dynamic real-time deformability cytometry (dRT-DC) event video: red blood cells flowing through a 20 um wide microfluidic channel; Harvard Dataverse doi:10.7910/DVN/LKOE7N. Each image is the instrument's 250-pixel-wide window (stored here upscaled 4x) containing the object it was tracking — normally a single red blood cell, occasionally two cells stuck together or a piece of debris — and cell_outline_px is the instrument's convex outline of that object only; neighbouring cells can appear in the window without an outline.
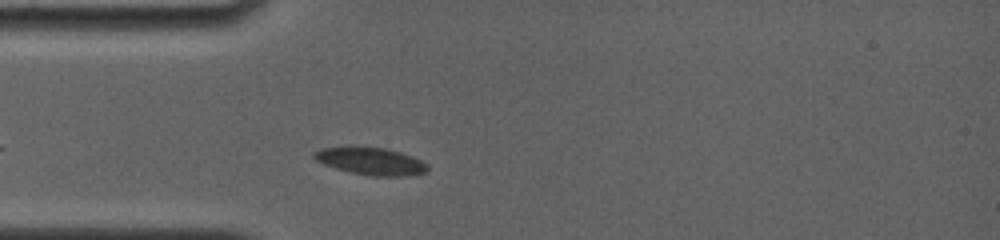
{"species": "common noctule bat (a hibernating species)", "species_latin": "Nyctalus noctula", "temperature_condition": "room temperature", "stored_images_in_passage": 15, "camera_frame_rate_fps": 4000, "um_per_image_px": 0.085, "animal": {"sex": "female", "body_mass_g": 19.0, "forearm_length_mm": 56.7}, "frame": {"image": 1, "passage_image": 2, "time_ms": 1.0, "image_size_px": [1000, 240], "cell_outline_px": [[428, 172], [408, 176], [372, 176], [352, 172], [336, 168], [324, 164], [316, 160], [312, 156], [312, 152], [320, 148], [384, 148], [400, 152], [412, 156], [428, 164]], "centroid_in_image_um": [31.56, 13.72], "position_along_channel_um": 53.4, "area_um2": 17.74}}
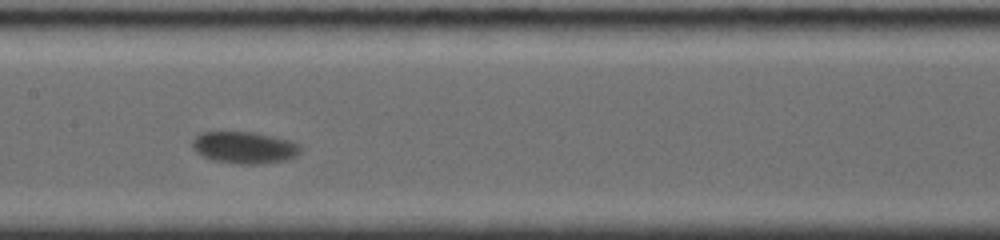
{"frame": {"image": 2, "passage_image": 7, "time_ms": 4.75, "image_size_px": [1000, 240], "cell_outline_px": [[300, 152], [296, 156], [288, 160], [256, 164], [240, 164], [212, 160], [196, 152], [192, 148], [192, 140], [200, 132], [252, 132], [292, 140], [300, 144]], "centroid_in_image_um": [20.79, 12.54], "position_along_channel_um": 186.6, "area_um2": 20.17}}
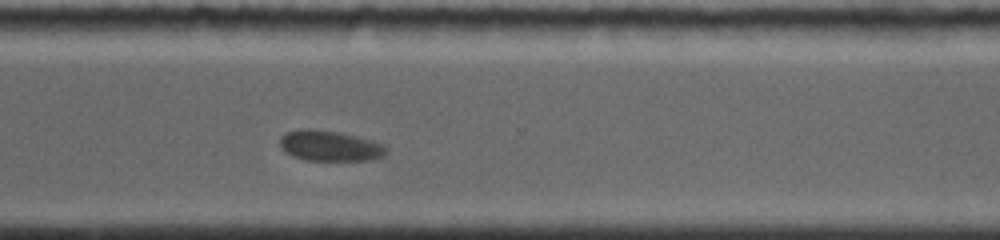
{"frame": {"image": 3, "passage_image": 13, "time_ms": 9.0, "image_size_px": [1000, 240], "cell_outline_px": [[388, 152], [384, 156], [372, 160], [304, 160], [292, 156], [284, 152], [280, 148], [280, 136], [288, 132], [308, 128], [340, 132], [372, 140], [384, 144], [388, 148]], "centroid_in_image_um": [28.06, 12.4], "position_along_channel_um": 342.5, "area_um2": 19.13}}